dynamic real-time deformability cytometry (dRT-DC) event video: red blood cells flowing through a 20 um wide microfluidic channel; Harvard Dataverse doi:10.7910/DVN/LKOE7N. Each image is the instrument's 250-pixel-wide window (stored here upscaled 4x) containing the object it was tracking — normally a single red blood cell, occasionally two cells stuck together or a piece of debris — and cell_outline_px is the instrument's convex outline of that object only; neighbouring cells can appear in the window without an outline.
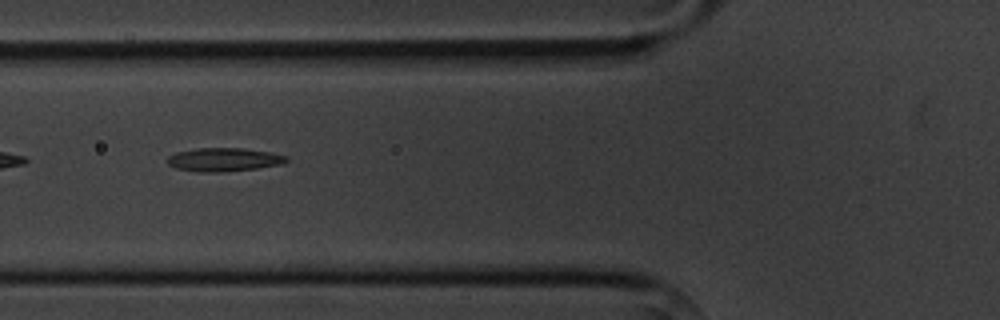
{"species": "common noctule bat (a hibernating species)", "species_latin": "Nyctalus noctula", "temperature_condition": "cold", "stored_images_in_passage": 7, "camera_frame_rate_fps": 3000, "um_per_image_px": 0.085, "animal": {"sex": "male", "body_mass_g": 20.1, "forearm_length_mm": 53.5}, "frame": {"image": 1, "passage_image": 6, "time_ms": 6.0, "image_size_px": [1000, 320], "cell_outline_px": [[288, 160], [284, 164], [256, 168], [224, 172], [196, 172], [176, 168], [168, 164], [168, 156], [176, 152], [200, 148], [244, 148], [268, 152], [288, 156]], "centroid_in_image_um": [19.04, 13.57], "position_along_channel_um": 106.8, "area_um2": 16.3}}
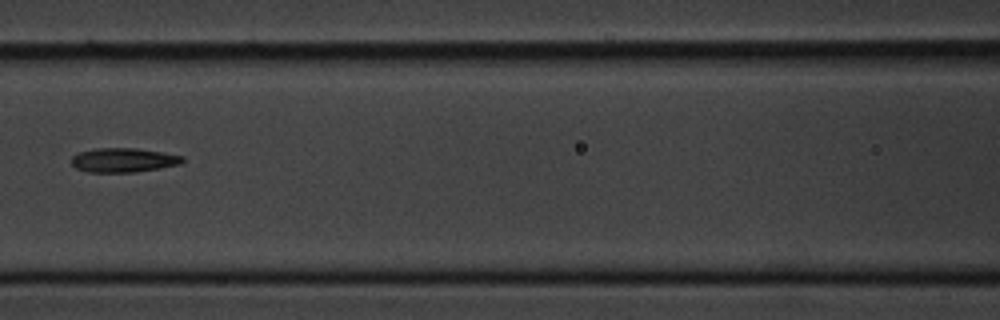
{"frame": {"image": 2, "passage_image": 7, "time_ms": 7.333, "image_size_px": [1000, 320], "cell_outline_px": [[184, 160], [180, 164], [160, 168], [136, 172], [88, 172], [76, 168], [72, 164], [72, 156], [80, 152], [96, 148], [136, 148], [184, 156]], "centroid_in_image_um": [10.49, 13.61], "position_along_channel_um": 156.1, "area_um2": 15.61}}